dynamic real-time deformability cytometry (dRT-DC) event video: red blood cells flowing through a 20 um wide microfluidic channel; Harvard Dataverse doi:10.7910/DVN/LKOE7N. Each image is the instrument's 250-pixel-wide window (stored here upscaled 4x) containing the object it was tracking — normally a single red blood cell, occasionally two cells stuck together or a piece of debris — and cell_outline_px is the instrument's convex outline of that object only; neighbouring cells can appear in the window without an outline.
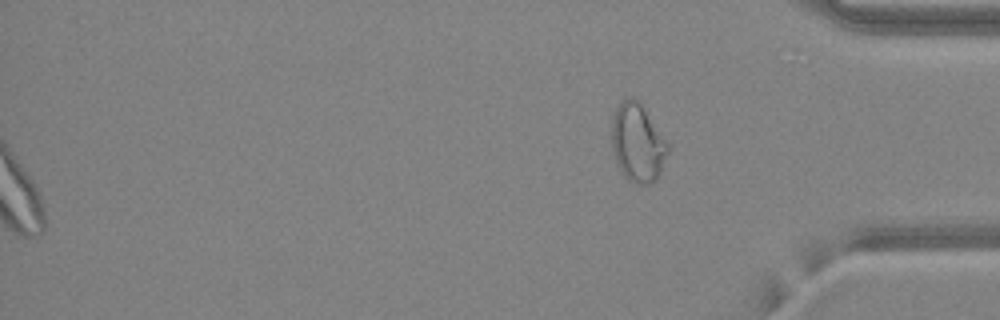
{"species": "common noctule bat (a hibernating species)", "species_latin": "Nyctalus noctula", "temperature_condition": "warm", "stored_images_in_passage": 50, "segment_of_instrument_passage": [2, 2], "camera_frame_rate_fps": 3000, "um_per_image_px": 0.085, "animal": {"sex": "female", "body_mass_g": 24.6, "forearm_length_mm": 56.2}, "frame": {"image": 1, "passage_image": 50, "time_ms": 16.333, "image_size_px": [1000, 320], "cell_outline_px": [[672, 144], [660, 172], [656, 180], [648, 184], [636, 184], [628, 180], [624, 176], [616, 164], [612, 152], [612, 120], [616, 108], [628, 96], [632, 96], [640, 100]], "centroid_in_image_um": [54.24, 12.11], "position_along_channel_um": 381.0, "area_um2": 26.53}}